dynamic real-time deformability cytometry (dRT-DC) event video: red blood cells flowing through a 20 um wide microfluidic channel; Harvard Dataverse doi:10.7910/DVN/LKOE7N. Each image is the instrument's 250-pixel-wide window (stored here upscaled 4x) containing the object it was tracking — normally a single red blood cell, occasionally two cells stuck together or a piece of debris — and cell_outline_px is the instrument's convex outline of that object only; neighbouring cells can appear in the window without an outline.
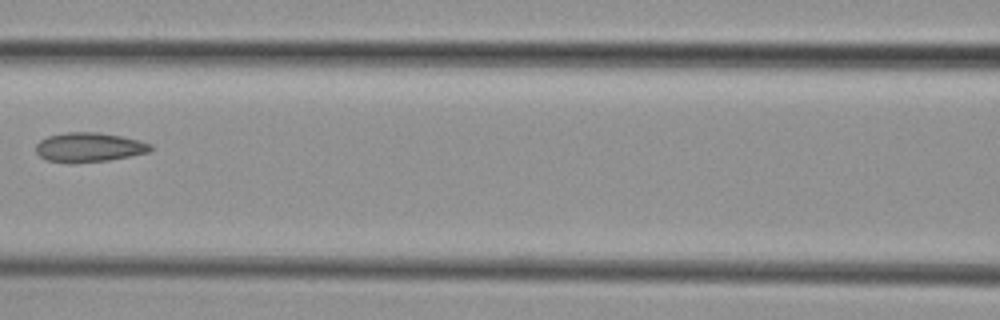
{"species": "common noctule bat (a hibernating species)", "species_latin": "Nyctalus noctula", "temperature_condition": "cold", "stored_images_in_passage": 5, "camera_frame_rate_fps": 3000, "um_per_image_px": 0.085, "animal": {"sex": "female", "body_mass_g": 29.2, "forearm_length_mm": 56.3}, "frame": {"image": 1, "passage_image": 4, "time_ms": 3.667, "image_size_px": [1000, 320], "cell_outline_px": [[152, 152], [108, 160], [72, 164], [68, 164], [44, 160], [36, 152], [36, 144], [40, 140], [48, 136], [68, 132], [100, 132], [120, 136], [152, 144]], "centroid_in_image_um": [7.54, 12.54], "position_along_channel_um": 159.1, "area_um2": 19.88}}
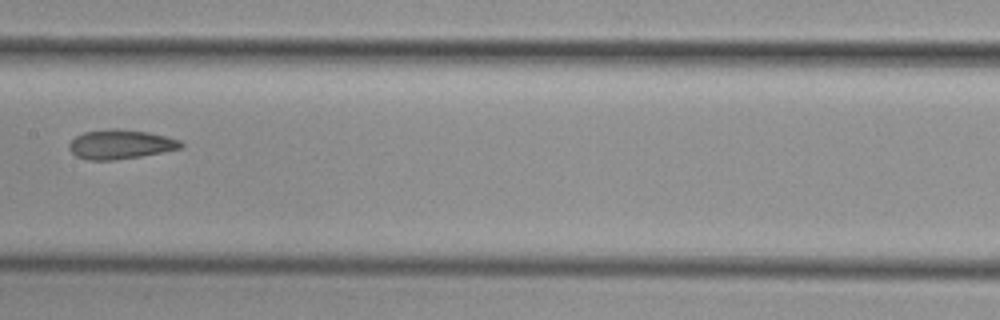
{"frame": {"image": 2, "passage_image": 5, "time_ms": 4.667, "image_size_px": [1000, 320], "cell_outline_px": [[184, 144], [180, 148], [140, 156], [112, 160], [88, 160], [76, 156], [68, 148], [68, 144], [76, 136], [84, 132], [112, 128], [116, 128], [148, 132], [180, 140]], "centroid_in_image_um": [10.2, 12.26], "position_along_channel_um": 197.2, "area_um2": 18.9}}